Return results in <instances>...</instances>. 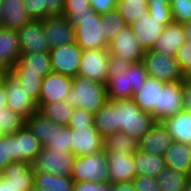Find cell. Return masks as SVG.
Instances as JSON below:
<instances>
[{
  "label": "cell",
  "instance_id": "obj_29",
  "mask_svg": "<svg viewBox=\"0 0 191 191\" xmlns=\"http://www.w3.org/2000/svg\"><path fill=\"white\" fill-rule=\"evenodd\" d=\"M25 125L35 138L45 147L54 135V122L39 110L25 119Z\"/></svg>",
  "mask_w": 191,
  "mask_h": 191
},
{
  "label": "cell",
  "instance_id": "obj_15",
  "mask_svg": "<svg viewBox=\"0 0 191 191\" xmlns=\"http://www.w3.org/2000/svg\"><path fill=\"white\" fill-rule=\"evenodd\" d=\"M184 109L182 98V80L165 83L159 91L158 106L153 114L157 122H162L165 118L175 115Z\"/></svg>",
  "mask_w": 191,
  "mask_h": 191
},
{
  "label": "cell",
  "instance_id": "obj_33",
  "mask_svg": "<svg viewBox=\"0 0 191 191\" xmlns=\"http://www.w3.org/2000/svg\"><path fill=\"white\" fill-rule=\"evenodd\" d=\"M102 144L104 151H119L125 154H134L138 151V140L121 131L103 137Z\"/></svg>",
  "mask_w": 191,
  "mask_h": 191
},
{
  "label": "cell",
  "instance_id": "obj_58",
  "mask_svg": "<svg viewBox=\"0 0 191 191\" xmlns=\"http://www.w3.org/2000/svg\"><path fill=\"white\" fill-rule=\"evenodd\" d=\"M119 2H126L127 4L134 5H147V0H119Z\"/></svg>",
  "mask_w": 191,
  "mask_h": 191
},
{
  "label": "cell",
  "instance_id": "obj_10",
  "mask_svg": "<svg viewBox=\"0 0 191 191\" xmlns=\"http://www.w3.org/2000/svg\"><path fill=\"white\" fill-rule=\"evenodd\" d=\"M109 55L116 56L121 60L132 63L142 61L146 50L134 38V34L130 25L124 27L117 35L108 43Z\"/></svg>",
  "mask_w": 191,
  "mask_h": 191
},
{
  "label": "cell",
  "instance_id": "obj_3",
  "mask_svg": "<svg viewBox=\"0 0 191 191\" xmlns=\"http://www.w3.org/2000/svg\"><path fill=\"white\" fill-rule=\"evenodd\" d=\"M157 121L149 112L142 111L133 99L115 100V126L128 136L139 140Z\"/></svg>",
  "mask_w": 191,
  "mask_h": 191
},
{
  "label": "cell",
  "instance_id": "obj_21",
  "mask_svg": "<svg viewBox=\"0 0 191 191\" xmlns=\"http://www.w3.org/2000/svg\"><path fill=\"white\" fill-rule=\"evenodd\" d=\"M1 178L14 187L29 191L34 186L35 171L32 163L11 161L2 171Z\"/></svg>",
  "mask_w": 191,
  "mask_h": 191
},
{
  "label": "cell",
  "instance_id": "obj_28",
  "mask_svg": "<svg viewBox=\"0 0 191 191\" xmlns=\"http://www.w3.org/2000/svg\"><path fill=\"white\" fill-rule=\"evenodd\" d=\"M20 56L18 33L0 28V62L10 69Z\"/></svg>",
  "mask_w": 191,
  "mask_h": 191
},
{
  "label": "cell",
  "instance_id": "obj_39",
  "mask_svg": "<svg viewBox=\"0 0 191 191\" xmlns=\"http://www.w3.org/2000/svg\"><path fill=\"white\" fill-rule=\"evenodd\" d=\"M44 148L71 152L70 128L54 122V135Z\"/></svg>",
  "mask_w": 191,
  "mask_h": 191
},
{
  "label": "cell",
  "instance_id": "obj_4",
  "mask_svg": "<svg viewBox=\"0 0 191 191\" xmlns=\"http://www.w3.org/2000/svg\"><path fill=\"white\" fill-rule=\"evenodd\" d=\"M66 101L73 108L84 109L94 115L108 101L106 85L77 75L72 78Z\"/></svg>",
  "mask_w": 191,
  "mask_h": 191
},
{
  "label": "cell",
  "instance_id": "obj_30",
  "mask_svg": "<svg viewBox=\"0 0 191 191\" xmlns=\"http://www.w3.org/2000/svg\"><path fill=\"white\" fill-rule=\"evenodd\" d=\"M137 175L157 177L166 167L163 156L137 151L133 154Z\"/></svg>",
  "mask_w": 191,
  "mask_h": 191
},
{
  "label": "cell",
  "instance_id": "obj_8",
  "mask_svg": "<svg viewBox=\"0 0 191 191\" xmlns=\"http://www.w3.org/2000/svg\"><path fill=\"white\" fill-rule=\"evenodd\" d=\"M1 80L6 93V106L25 119L38 111L36 102L22 88L21 83L8 71Z\"/></svg>",
  "mask_w": 191,
  "mask_h": 191
},
{
  "label": "cell",
  "instance_id": "obj_23",
  "mask_svg": "<svg viewBox=\"0 0 191 191\" xmlns=\"http://www.w3.org/2000/svg\"><path fill=\"white\" fill-rule=\"evenodd\" d=\"M185 42L182 24L171 22L164 27L152 51L174 57L176 50Z\"/></svg>",
  "mask_w": 191,
  "mask_h": 191
},
{
  "label": "cell",
  "instance_id": "obj_2",
  "mask_svg": "<svg viewBox=\"0 0 191 191\" xmlns=\"http://www.w3.org/2000/svg\"><path fill=\"white\" fill-rule=\"evenodd\" d=\"M63 16L74 26L75 43L82 50L108 48L100 14L90 8L88 12L63 13Z\"/></svg>",
  "mask_w": 191,
  "mask_h": 191
},
{
  "label": "cell",
  "instance_id": "obj_42",
  "mask_svg": "<svg viewBox=\"0 0 191 191\" xmlns=\"http://www.w3.org/2000/svg\"><path fill=\"white\" fill-rule=\"evenodd\" d=\"M13 161V134L0 137V174Z\"/></svg>",
  "mask_w": 191,
  "mask_h": 191
},
{
  "label": "cell",
  "instance_id": "obj_41",
  "mask_svg": "<svg viewBox=\"0 0 191 191\" xmlns=\"http://www.w3.org/2000/svg\"><path fill=\"white\" fill-rule=\"evenodd\" d=\"M169 6L173 22L183 24L191 20V0H171Z\"/></svg>",
  "mask_w": 191,
  "mask_h": 191
},
{
  "label": "cell",
  "instance_id": "obj_62",
  "mask_svg": "<svg viewBox=\"0 0 191 191\" xmlns=\"http://www.w3.org/2000/svg\"><path fill=\"white\" fill-rule=\"evenodd\" d=\"M0 28H2V9L0 4Z\"/></svg>",
  "mask_w": 191,
  "mask_h": 191
},
{
  "label": "cell",
  "instance_id": "obj_46",
  "mask_svg": "<svg viewBox=\"0 0 191 191\" xmlns=\"http://www.w3.org/2000/svg\"><path fill=\"white\" fill-rule=\"evenodd\" d=\"M28 15L32 20L45 19V0H24Z\"/></svg>",
  "mask_w": 191,
  "mask_h": 191
},
{
  "label": "cell",
  "instance_id": "obj_51",
  "mask_svg": "<svg viewBox=\"0 0 191 191\" xmlns=\"http://www.w3.org/2000/svg\"><path fill=\"white\" fill-rule=\"evenodd\" d=\"M182 98L184 110L191 111V80L183 79L182 80Z\"/></svg>",
  "mask_w": 191,
  "mask_h": 191
},
{
  "label": "cell",
  "instance_id": "obj_25",
  "mask_svg": "<svg viewBox=\"0 0 191 191\" xmlns=\"http://www.w3.org/2000/svg\"><path fill=\"white\" fill-rule=\"evenodd\" d=\"M168 132L176 142L191 146V111L181 112L169 116L162 121Z\"/></svg>",
  "mask_w": 191,
  "mask_h": 191
},
{
  "label": "cell",
  "instance_id": "obj_50",
  "mask_svg": "<svg viewBox=\"0 0 191 191\" xmlns=\"http://www.w3.org/2000/svg\"><path fill=\"white\" fill-rule=\"evenodd\" d=\"M64 0H45V19L48 16H63Z\"/></svg>",
  "mask_w": 191,
  "mask_h": 191
},
{
  "label": "cell",
  "instance_id": "obj_5",
  "mask_svg": "<svg viewBox=\"0 0 191 191\" xmlns=\"http://www.w3.org/2000/svg\"><path fill=\"white\" fill-rule=\"evenodd\" d=\"M106 151L75 157L70 177L74 182H109Z\"/></svg>",
  "mask_w": 191,
  "mask_h": 191
},
{
  "label": "cell",
  "instance_id": "obj_53",
  "mask_svg": "<svg viewBox=\"0 0 191 191\" xmlns=\"http://www.w3.org/2000/svg\"><path fill=\"white\" fill-rule=\"evenodd\" d=\"M111 191H136L132 181L128 182H119L112 184Z\"/></svg>",
  "mask_w": 191,
  "mask_h": 191
},
{
  "label": "cell",
  "instance_id": "obj_37",
  "mask_svg": "<svg viewBox=\"0 0 191 191\" xmlns=\"http://www.w3.org/2000/svg\"><path fill=\"white\" fill-rule=\"evenodd\" d=\"M100 20L104 29V39L107 43L128 25L116 8L107 13L100 14Z\"/></svg>",
  "mask_w": 191,
  "mask_h": 191
},
{
  "label": "cell",
  "instance_id": "obj_26",
  "mask_svg": "<svg viewBox=\"0 0 191 191\" xmlns=\"http://www.w3.org/2000/svg\"><path fill=\"white\" fill-rule=\"evenodd\" d=\"M166 167L177 172L188 174L191 165V146L173 141L171 146L163 154Z\"/></svg>",
  "mask_w": 191,
  "mask_h": 191
},
{
  "label": "cell",
  "instance_id": "obj_35",
  "mask_svg": "<svg viewBox=\"0 0 191 191\" xmlns=\"http://www.w3.org/2000/svg\"><path fill=\"white\" fill-rule=\"evenodd\" d=\"M74 108L66 101L45 103L39 111L53 122L68 126Z\"/></svg>",
  "mask_w": 191,
  "mask_h": 191
},
{
  "label": "cell",
  "instance_id": "obj_59",
  "mask_svg": "<svg viewBox=\"0 0 191 191\" xmlns=\"http://www.w3.org/2000/svg\"><path fill=\"white\" fill-rule=\"evenodd\" d=\"M9 71V69L0 62V79Z\"/></svg>",
  "mask_w": 191,
  "mask_h": 191
},
{
  "label": "cell",
  "instance_id": "obj_34",
  "mask_svg": "<svg viewBox=\"0 0 191 191\" xmlns=\"http://www.w3.org/2000/svg\"><path fill=\"white\" fill-rule=\"evenodd\" d=\"M188 174L165 167L156 177L160 191H185Z\"/></svg>",
  "mask_w": 191,
  "mask_h": 191
},
{
  "label": "cell",
  "instance_id": "obj_18",
  "mask_svg": "<svg viewBox=\"0 0 191 191\" xmlns=\"http://www.w3.org/2000/svg\"><path fill=\"white\" fill-rule=\"evenodd\" d=\"M20 54L49 52L42 20H31L17 31Z\"/></svg>",
  "mask_w": 191,
  "mask_h": 191
},
{
  "label": "cell",
  "instance_id": "obj_6",
  "mask_svg": "<svg viewBox=\"0 0 191 191\" xmlns=\"http://www.w3.org/2000/svg\"><path fill=\"white\" fill-rule=\"evenodd\" d=\"M148 76L163 83H173L183 80L175 57L167 56L155 51L146 50L142 58Z\"/></svg>",
  "mask_w": 191,
  "mask_h": 191
},
{
  "label": "cell",
  "instance_id": "obj_13",
  "mask_svg": "<svg viewBox=\"0 0 191 191\" xmlns=\"http://www.w3.org/2000/svg\"><path fill=\"white\" fill-rule=\"evenodd\" d=\"M171 22H173L172 18H157L150 16L147 12L145 16L137 19L130 26L135 40L145 50H150L155 45L156 40L161 36L164 27Z\"/></svg>",
  "mask_w": 191,
  "mask_h": 191
},
{
  "label": "cell",
  "instance_id": "obj_17",
  "mask_svg": "<svg viewBox=\"0 0 191 191\" xmlns=\"http://www.w3.org/2000/svg\"><path fill=\"white\" fill-rule=\"evenodd\" d=\"M108 178L111 184L128 182L137 175L133 154L106 151Z\"/></svg>",
  "mask_w": 191,
  "mask_h": 191
},
{
  "label": "cell",
  "instance_id": "obj_16",
  "mask_svg": "<svg viewBox=\"0 0 191 191\" xmlns=\"http://www.w3.org/2000/svg\"><path fill=\"white\" fill-rule=\"evenodd\" d=\"M72 86V78L59 73L47 74L41 85L39 101L36 103L38 110L45 104L66 100Z\"/></svg>",
  "mask_w": 191,
  "mask_h": 191
},
{
  "label": "cell",
  "instance_id": "obj_32",
  "mask_svg": "<svg viewBox=\"0 0 191 191\" xmlns=\"http://www.w3.org/2000/svg\"><path fill=\"white\" fill-rule=\"evenodd\" d=\"M93 126L102 137L117 132V126H115V100H108L93 115Z\"/></svg>",
  "mask_w": 191,
  "mask_h": 191
},
{
  "label": "cell",
  "instance_id": "obj_19",
  "mask_svg": "<svg viewBox=\"0 0 191 191\" xmlns=\"http://www.w3.org/2000/svg\"><path fill=\"white\" fill-rule=\"evenodd\" d=\"M42 148L26 125L13 133V161L33 163Z\"/></svg>",
  "mask_w": 191,
  "mask_h": 191
},
{
  "label": "cell",
  "instance_id": "obj_43",
  "mask_svg": "<svg viewBox=\"0 0 191 191\" xmlns=\"http://www.w3.org/2000/svg\"><path fill=\"white\" fill-rule=\"evenodd\" d=\"M174 57L178 63L180 71L184 73L191 65V43L185 41L176 50Z\"/></svg>",
  "mask_w": 191,
  "mask_h": 191
},
{
  "label": "cell",
  "instance_id": "obj_55",
  "mask_svg": "<svg viewBox=\"0 0 191 191\" xmlns=\"http://www.w3.org/2000/svg\"><path fill=\"white\" fill-rule=\"evenodd\" d=\"M184 30V37L186 42L191 43V20L182 24Z\"/></svg>",
  "mask_w": 191,
  "mask_h": 191
},
{
  "label": "cell",
  "instance_id": "obj_45",
  "mask_svg": "<svg viewBox=\"0 0 191 191\" xmlns=\"http://www.w3.org/2000/svg\"><path fill=\"white\" fill-rule=\"evenodd\" d=\"M93 115L84 109L74 108L68 126H92Z\"/></svg>",
  "mask_w": 191,
  "mask_h": 191
},
{
  "label": "cell",
  "instance_id": "obj_1",
  "mask_svg": "<svg viewBox=\"0 0 191 191\" xmlns=\"http://www.w3.org/2000/svg\"><path fill=\"white\" fill-rule=\"evenodd\" d=\"M109 63L106 83L108 100L131 99L148 77L143 62L131 64L110 55Z\"/></svg>",
  "mask_w": 191,
  "mask_h": 191
},
{
  "label": "cell",
  "instance_id": "obj_52",
  "mask_svg": "<svg viewBox=\"0 0 191 191\" xmlns=\"http://www.w3.org/2000/svg\"><path fill=\"white\" fill-rule=\"evenodd\" d=\"M150 16L157 18H172L170 6H147Z\"/></svg>",
  "mask_w": 191,
  "mask_h": 191
},
{
  "label": "cell",
  "instance_id": "obj_49",
  "mask_svg": "<svg viewBox=\"0 0 191 191\" xmlns=\"http://www.w3.org/2000/svg\"><path fill=\"white\" fill-rule=\"evenodd\" d=\"M90 3L91 9L98 13H107L116 8L119 0H87Z\"/></svg>",
  "mask_w": 191,
  "mask_h": 191
},
{
  "label": "cell",
  "instance_id": "obj_54",
  "mask_svg": "<svg viewBox=\"0 0 191 191\" xmlns=\"http://www.w3.org/2000/svg\"><path fill=\"white\" fill-rule=\"evenodd\" d=\"M0 191H24V187L11 186L1 178L0 179Z\"/></svg>",
  "mask_w": 191,
  "mask_h": 191
},
{
  "label": "cell",
  "instance_id": "obj_31",
  "mask_svg": "<svg viewBox=\"0 0 191 191\" xmlns=\"http://www.w3.org/2000/svg\"><path fill=\"white\" fill-rule=\"evenodd\" d=\"M33 187L39 191H73L74 180L70 176L35 172Z\"/></svg>",
  "mask_w": 191,
  "mask_h": 191
},
{
  "label": "cell",
  "instance_id": "obj_56",
  "mask_svg": "<svg viewBox=\"0 0 191 191\" xmlns=\"http://www.w3.org/2000/svg\"><path fill=\"white\" fill-rule=\"evenodd\" d=\"M7 107L6 106V93L4 89V83L0 80V110Z\"/></svg>",
  "mask_w": 191,
  "mask_h": 191
},
{
  "label": "cell",
  "instance_id": "obj_44",
  "mask_svg": "<svg viewBox=\"0 0 191 191\" xmlns=\"http://www.w3.org/2000/svg\"><path fill=\"white\" fill-rule=\"evenodd\" d=\"M132 183L136 191H160L155 177L136 175Z\"/></svg>",
  "mask_w": 191,
  "mask_h": 191
},
{
  "label": "cell",
  "instance_id": "obj_12",
  "mask_svg": "<svg viewBox=\"0 0 191 191\" xmlns=\"http://www.w3.org/2000/svg\"><path fill=\"white\" fill-rule=\"evenodd\" d=\"M68 127L70 128L71 152L75 157L103 150V137L93 125Z\"/></svg>",
  "mask_w": 191,
  "mask_h": 191
},
{
  "label": "cell",
  "instance_id": "obj_64",
  "mask_svg": "<svg viewBox=\"0 0 191 191\" xmlns=\"http://www.w3.org/2000/svg\"><path fill=\"white\" fill-rule=\"evenodd\" d=\"M189 178H191V165H190V171H189Z\"/></svg>",
  "mask_w": 191,
  "mask_h": 191
},
{
  "label": "cell",
  "instance_id": "obj_27",
  "mask_svg": "<svg viewBox=\"0 0 191 191\" xmlns=\"http://www.w3.org/2000/svg\"><path fill=\"white\" fill-rule=\"evenodd\" d=\"M9 70H26V72L38 73L44 78L52 71L49 53L20 54L18 61Z\"/></svg>",
  "mask_w": 191,
  "mask_h": 191
},
{
  "label": "cell",
  "instance_id": "obj_40",
  "mask_svg": "<svg viewBox=\"0 0 191 191\" xmlns=\"http://www.w3.org/2000/svg\"><path fill=\"white\" fill-rule=\"evenodd\" d=\"M116 9L128 25L133 24L148 12L147 5L127 4L126 2H118Z\"/></svg>",
  "mask_w": 191,
  "mask_h": 191
},
{
  "label": "cell",
  "instance_id": "obj_63",
  "mask_svg": "<svg viewBox=\"0 0 191 191\" xmlns=\"http://www.w3.org/2000/svg\"><path fill=\"white\" fill-rule=\"evenodd\" d=\"M29 191H39V190H37L36 188H31Z\"/></svg>",
  "mask_w": 191,
  "mask_h": 191
},
{
  "label": "cell",
  "instance_id": "obj_57",
  "mask_svg": "<svg viewBox=\"0 0 191 191\" xmlns=\"http://www.w3.org/2000/svg\"><path fill=\"white\" fill-rule=\"evenodd\" d=\"M171 0H147V6H169Z\"/></svg>",
  "mask_w": 191,
  "mask_h": 191
},
{
  "label": "cell",
  "instance_id": "obj_22",
  "mask_svg": "<svg viewBox=\"0 0 191 191\" xmlns=\"http://www.w3.org/2000/svg\"><path fill=\"white\" fill-rule=\"evenodd\" d=\"M2 28L18 31L32 19L28 15L24 0H0Z\"/></svg>",
  "mask_w": 191,
  "mask_h": 191
},
{
  "label": "cell",
  "instance_id": "obj_7",
  "mask_svg": "<svg viewBox=\"0 0 191 191\" xmlns=\"http://www.w3.org/2000/svg\"><path fill=\"white\" fill-rule=\"evenodd\" d=\"M75 156L72 152L42 148L32 163L35 172L70 176Z\"/></svg>",
  "mask_w": 191,
  "mask_h": 191
},
{
  "label": "cell",
  "instance_id": "obj_20",
  "mask_svg": "<svg viewBox=\"0 0 191 191\" xmlns=\"http://www.w3.org/2000/svg\"><path fill=\"white\" fill-rule=\"evenodd\" d=\"M173 141L172 136L163 123L156 122L154 126L138 140V150L163 156Z\"/></svg>",
  "mask_w": 191,
  "mask_h": 191
},
{
  "label": "cell",
  "instance_id": "obj_61",
  "mask_svg": "<svg viewBox=\"0 0 191 191\" xmlns=\"http://www.w3.org/2000/svg\"><path fill=\"white\" fill-rule=\"evenodd\" d=\"M185 191H191V178H189L186 183Z\"/></svg>",
  "mask_w": 191,
  "mask_h": 191
},
{
  "label": "cell",
  "instance_id": "obj_38",
  "mask_svg": "<svg viewBox=\"0 0 191 191\" xmlns=\"http://www.w3.org/2000/svg\"><path fill=\"white\" fill-rule=\"evenodd\" d=\"M25 125V118L7 107L0 110V132L2 135L13 134Z\"/></svg>",
  "mask_w": 191,
  "mask_h": 191
},
{
  "label": "cell",
  "instance_id": "obj_60",
  "mask_svg": "<svg viewBox=\"0 0 191 191\" xmlns=\"http://www.w3.org/2000/svg\"><path fill=\"white\" fill-rule=\"evenodd\" d=\"M183 79H190L191 80V65L188 69L183 73Z\"/></svg>",
  "mask_w": 191,
  "mask_h": 191
},
{
  "label": "cell",
  "instance_id": "obj_24",
  "mask_svg": "<svg viewBox=\"0 0 191 191\" xmlns=\"http://www.w3.org/2000/svg\"><path fill=\"white\" fill-rule=\"evenodd\" d=\"M165 83L156 80L153 77L148 76L144 81L143 87L133 94L134 103L145 112H149L153 115L156 112V106H158L159 91Z\"/></svg>",
  "mask_w": 191,
  "mask_h": 191
},
{
  "label": "cell",
  "instance_id": "obj_36",
  "mask_svg": "<svg viewBox=\"0 0 191 191\" xmlns=\"http://www.w3.org/2000/svg\"><path fill=\"white\" fill-rule=\"evenodd\" d=\"M21 83L22 88L36 103L39 101L43 77L26 70H9Z\"/></svg>",
  "mask_w": 191,
  "mask_h": 191
},
{
  "label": "cell",
  "instance_id": "obj_48",
  "mask_svg": "<svg viewBox=\"0 0 191 191\" xmlns=\"http://www.w3.org/2000/svg\"><path fill=\"white\" fill-rule=\"evenodd\" d=\"M90 3L87 0H64L63 13L88 12Z\"/></svg>",
  "mask_w": 191,
  "mask_h": 191
},
{
  "label": "cell",
  "instance_id": "obj_9",
  "mask_svg": "<svg viewBox=\"0 0 191 191\" xmlns=\"http://www.w3.org/2000/svg\"><path fill=\"white\" fill-rule=\"evenodd\" d=\"M109 58L108 49L82 50L78 75L106 85Z\"/></svg>",
  "mask_w": 191,
  "mask_h": 191
},
{
  "label": "cell",
  "instance_id": "obj_47",
  "mask_svg": "<svg viewBox=\"0 0 191 191\" xmlns=\"http://www.w3.org/2000/svg\"><path fill=\"white\" fill-rule=\"evenodd\" d=\"M112 184L110 182H92L81 181L74 182L73 191H111Z\"/></svg>",
  "mask_w": 191,
  "mask_h": 191
},
{
  "label": "cell",
  "instance_id": "obj_11",
  "mask_svg": "<svg viewBox=\"0 0 191 191\" xmlns=\"http://www.w3.org/2000/svg\"><path fill=\"white\" fill-rule=\"evenodd\" d=\"M52 72L71 78L78 75L82 49L74 42L49 50Z\"/></svg>",
  "mask_w": 191,
  "mask_h": 191
},
{
  "label": "cell",
  "instance_id": "obj_14",
  "mask_svg": "<svg viewBox=\"0 0 191 191\" xmlns=\"http://www.w3.org/2000/svg\"><path fill=\"white\" fill-rule=\"evenodd\" d=\"M42 26L49 50L75 42L74 26L64 16H48Z\"/></svg>",
  "mask_w": 191,
  "mask_h": 191
}]
</instances>
